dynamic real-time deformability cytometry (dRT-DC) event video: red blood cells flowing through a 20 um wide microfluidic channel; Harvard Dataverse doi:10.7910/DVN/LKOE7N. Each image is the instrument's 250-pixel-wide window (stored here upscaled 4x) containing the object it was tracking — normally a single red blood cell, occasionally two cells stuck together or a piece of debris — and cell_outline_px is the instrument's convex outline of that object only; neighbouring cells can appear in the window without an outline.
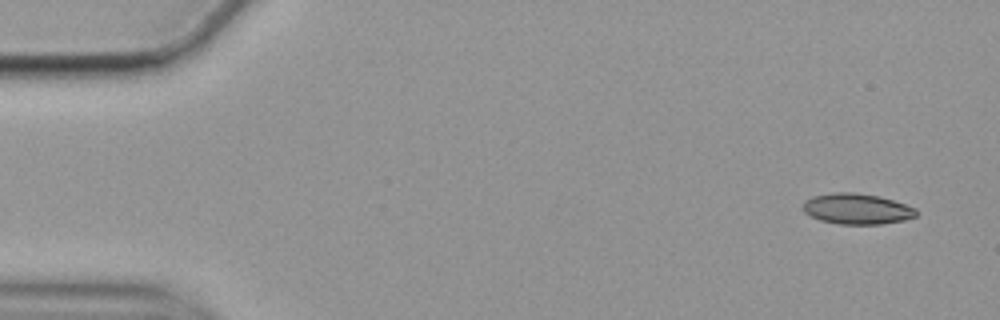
{"species": "common noctule bat (a hibernating species)", "species_latin": "Nyctalus noctula", "temperature_condition": "cold", "stored_images_in_passage": 54, "camera_frame_rate_fps": 3000, "um_per_image_px": 0.085, "animal": {"sex": "female", "body_mass_g": 19.9}, "frame": {"image": 1, "passage_image": 1, "time_ms": 0.0, "image_size_px": [1000, 320], "cell_outline_px": [[916, 216], [904, 220], [880, 224], [840, 224], [820, 220], [804, 212], [804, 200], [812, 196], [836, 192], [852, 192], [880, 196], [916, 208]], "centroid_in_image_um": [72.83, 17.75], "position_along_channel_um": 12.2, "area_um2": 20.11}}
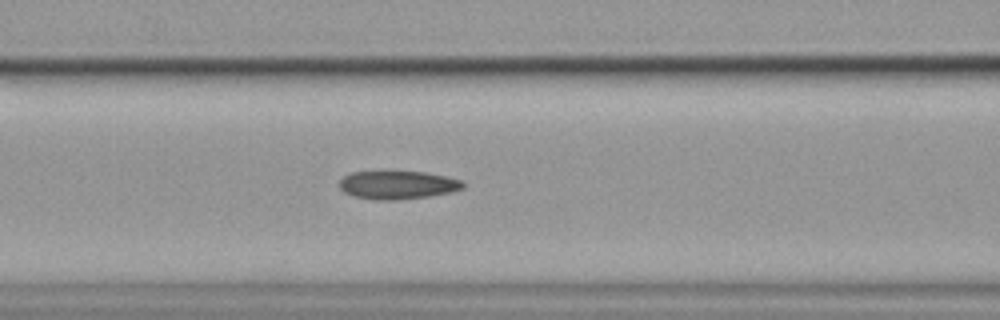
{"frame": {"image": 2, "passage_image": 21, "time_ms": 6.667, "image_size_px": [1000, 320], "cell_outline_px": [[464, 188], [452, 192], [428, 196], [392, 200], [376, 200], [352, 196], [344, 192], [340, 188], [340, 180], [344, 176], [352, 172], [424, 172], [444, 176], [460, 180], [464, 184]], "centroid_in_image_um": [33.78, 15.73], "position_along_channel_um": 132.8, "area_um2": 20.11}}
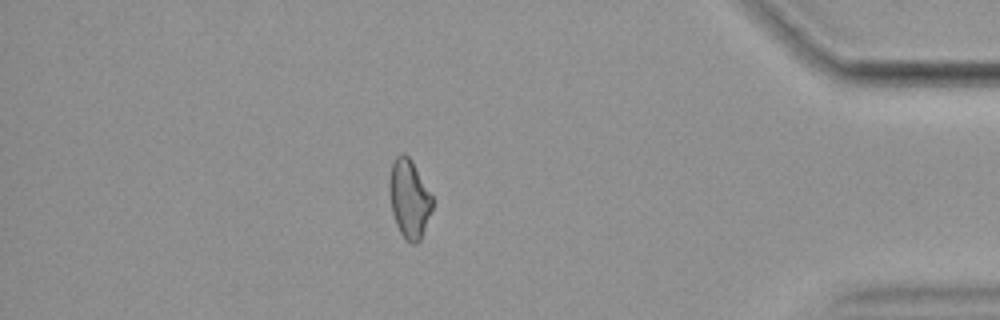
{"frame": {"image": 3, "passage_image": 47, "time_ms": 15.333, "image_size_px": [1000, 320], "cell_outline_px": [[432, 208], [420, 240], [416, 244], [412, 244], [400, 232], [396, 224], [392, 212], [388, 184], [388, 180], [392, 164], [396, 156], [400, 152], [404, 152], [412, 160], [432, 196]], "centroid_in_image_um": [34.76, 16.85], "position_along_channel_um": 400.4, "area_um2": 19.54}, "authors_computed_cell_mechanics": {"area_um2": 20.1433, "velocity_mm_per_s": 3.5307, "shape_relaxation_time_tau1_ms": null, "shape_relaxation_time_tau2_ms": 9.4724, "deformation_change_tau1": null, "deformation_change_tau2": 0.1627}}